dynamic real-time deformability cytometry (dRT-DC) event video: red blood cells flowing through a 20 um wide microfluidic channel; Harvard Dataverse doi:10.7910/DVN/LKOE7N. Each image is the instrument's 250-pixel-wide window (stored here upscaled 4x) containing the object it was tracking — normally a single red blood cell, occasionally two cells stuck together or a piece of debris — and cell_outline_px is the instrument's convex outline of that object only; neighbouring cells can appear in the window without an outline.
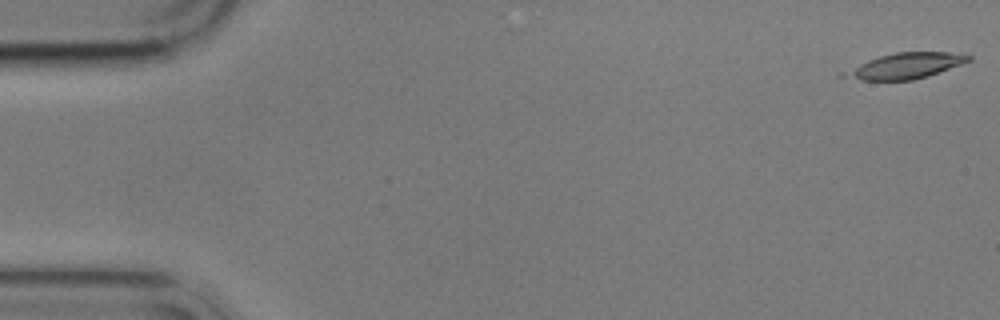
{"species": "common noctule bat (a hibernating species)", "species_latin": "Nyctalus noctula", "temperature_condition": "cold", "stored_images_in_passage": 8, "camera_frame_rate_fps": 3000, "um_per_image_px": 0.085, "animal": {"sex": "male", "body_mass_g": 17.9}, "frame": {"image": 1, "passage_image": 1, "time_ms": 0.0, "image_size_px": [1000, 320], "cell_outline_px": [[972, 60], [928, 76], [912, 80], [860, 80], [836, 76], [840, 72], [868, 60], [880, 56], [896, 52], [948, 52], [972, 56]], "centroid_in_image_um": [76.89, 5.61], "position_along_channel_um": 8.1, "area_um2": 18.55}}